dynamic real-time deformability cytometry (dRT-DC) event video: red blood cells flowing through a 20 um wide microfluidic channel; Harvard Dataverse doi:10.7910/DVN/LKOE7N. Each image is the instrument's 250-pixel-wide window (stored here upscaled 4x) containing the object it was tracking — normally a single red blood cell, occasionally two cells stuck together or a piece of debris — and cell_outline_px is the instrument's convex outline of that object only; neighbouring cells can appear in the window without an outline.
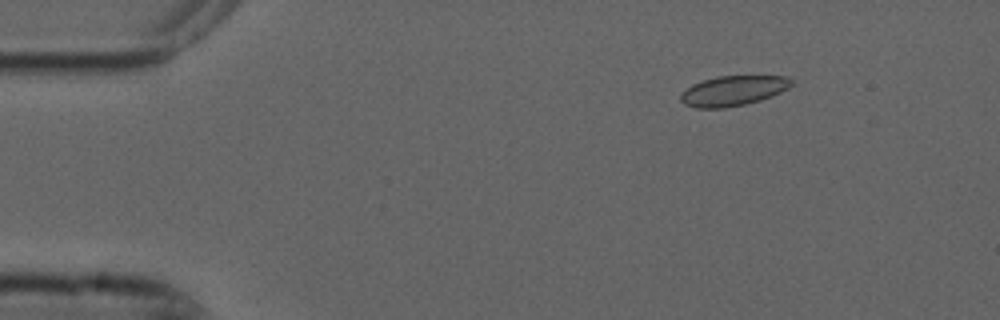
{"species": "common noctule bat (a hibernating species)", "species_latin": "Nyctalus noctula", "temperature_condition": "cold", "stored_images_in_passage": 3, "camera_frame_rate_fps": 3000, "um_per_image_px": 0.085, "animal": {"sex": "male", "forearm_length_mm": 52.5}, "frame": {"image": 1, "passage_image": 1, "time_ms": 0.0, "image_size_px": [1000, 320], "cell_outline_px": [[792, 84], [788, 88], [772, 96], [760, 100], [744, 104], [724, 108], [696, 108], [684, 104], [680, 100], [680, 92], [692, 84], [716, 76], [788, 76], [792, 80]], "centroid_in_image_um": [62.28, 7.71], "position_along_channel_um": 22.7, "area_um2": 19.42}}